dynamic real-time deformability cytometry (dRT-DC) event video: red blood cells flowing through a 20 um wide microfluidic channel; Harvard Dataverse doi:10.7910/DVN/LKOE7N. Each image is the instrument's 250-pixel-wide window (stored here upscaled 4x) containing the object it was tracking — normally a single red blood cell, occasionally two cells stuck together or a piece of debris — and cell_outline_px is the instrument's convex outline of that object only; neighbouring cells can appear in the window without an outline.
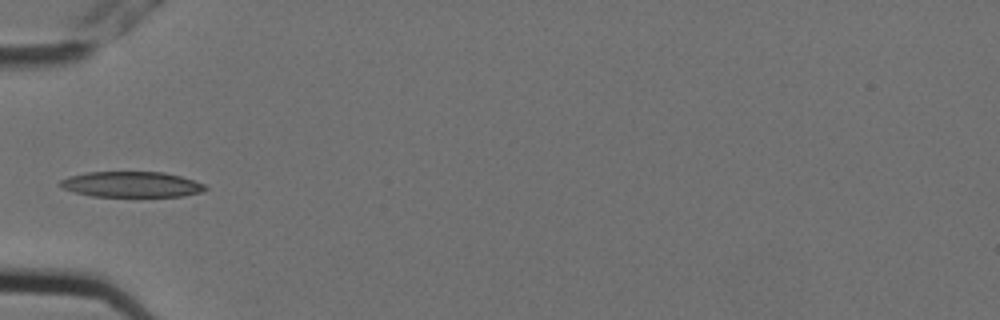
{"species": "Egyptian fruit bat (a non-hibernating species)", "species_latin": "Rousettus aegyptiacus", "temperature_condition": "cold", "stored_images_in_passage": 2, "segment_of_instrument_passage": [1, 2], "camera_frame_rate_fps": 3000, "um_per_image_px": 0.085, "animal": {"sex": "female"}, "frame": {"image": 1, "passage_image": 1, "time_ms": 0.0, "image_size_px": [1000, 320], "cell_outline_px": [[208, 188], [200, 192], [184, 196], [92, 196], [76, 192], [64, 188], [60, 184], [60, 180], [68, 176], [88, 172], [164, 172], [180, 176], [204, 184]], "centroid_in_image_um": [11.18, 15.67], "position_along_channel_um": 73.8, "area_um2": 21.39}}